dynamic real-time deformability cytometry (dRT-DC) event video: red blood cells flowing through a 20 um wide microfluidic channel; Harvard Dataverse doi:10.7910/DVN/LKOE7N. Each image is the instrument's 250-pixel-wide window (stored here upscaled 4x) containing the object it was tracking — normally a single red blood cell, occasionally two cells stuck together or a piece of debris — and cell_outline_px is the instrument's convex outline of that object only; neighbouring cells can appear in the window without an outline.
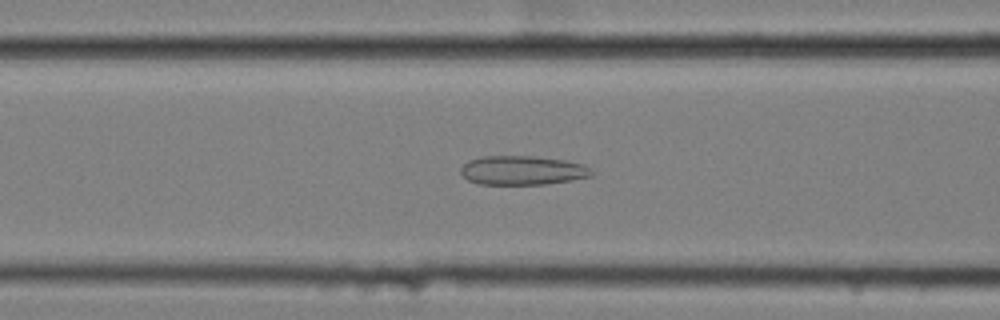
{"species": "common noctule bat (a hibernating species)", "species_latin": "Nyctalus noctula", "temperature_condition": "cold", "stored_images_in_passage": 27, "camera_frame_rate_fps": 3000, "um_per_image_px": 0.085, "animal": {"sex": "female", "body_mass_g": 25.1}, "frame": {"image": 1, "passage_image": 23, "time_ms": 7.333, "image_size_px": [1000, 320], "cell_outline_px": [[592, 176], [572, 180], [544, 184], [476, 184], [468, 180], [460, 172], [460, 168], [468, 160], [480, 156], [532, 156], [564, 160], [584, 164], [592, 168]], "centroid_in_image_um": [44.4, 14.48], "position_along_channel_um": 122.2, "area_um2": 22.31}}